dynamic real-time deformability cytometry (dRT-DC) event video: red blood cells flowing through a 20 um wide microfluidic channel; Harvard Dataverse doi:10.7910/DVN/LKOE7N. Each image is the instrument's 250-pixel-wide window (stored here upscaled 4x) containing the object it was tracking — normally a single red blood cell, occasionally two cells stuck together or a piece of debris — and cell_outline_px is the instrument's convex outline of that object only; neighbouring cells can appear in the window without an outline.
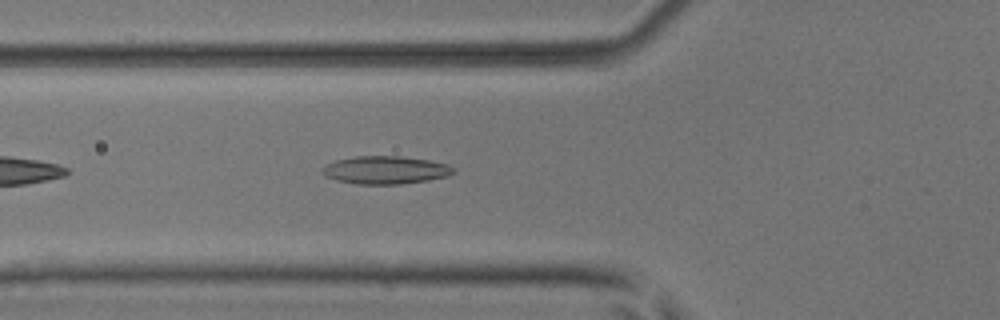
{"species": "common noctule bat (a hibernating species)", "species_latin": "Nyctalus noctula", "temperature_condition": "room temperature", "stored_images_in_passage": 32, "camera_frame_rate_fps": 3000, "um_per_image_px": 0.085, "animal": {"sex": "male", "body_mass_g": 17.9, "forearm_length_mm": 54.2}, "frame": {"image": 1, "passage_image": 7, "time_ms": 2.0, "image_size_px": [1000, 320], "cell_outline_px": [[456, 172], [448, 176], [428, 180], [400, 184], [356, 184], [336, 180], [324, 176], [320, 172], [320, 168], [336, 160], [356, 156], [400, 156], [428, 160], [448, 164], [456, 168]], "centroid_in_image_um": [32.76, 14.45], "position_along_channel_um": 93.0, "area_um2": 21.5}}
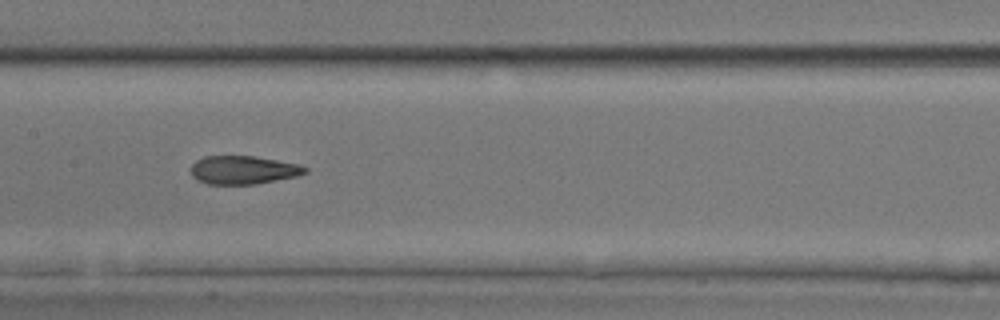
{"frame": {"image": 2, "passage_image": 14, "time_ms": 4.333, "image_size_px": [1000, 320], "cell_outline_px": [[308, 172], [296, 176], [256, 184], [208, 184], [196, 180], [192, 176], [192, 164], [196, 160], [204, 156], [252, 156], [300, 164], [308, 168]], "centroid_in_image_um": [20.67, 14.45], "position_along_channel_um": 186.7, "area_um2": 18.84}}
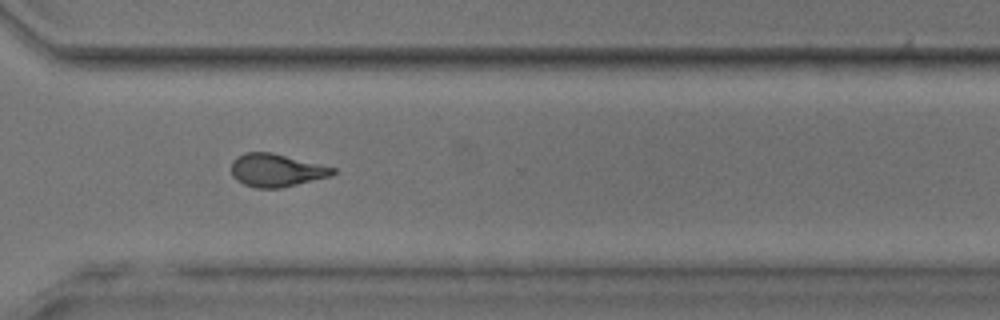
{"frame": {"image": 3, "passage_image": 26, "time_ms": 8.333, "image_size_px": [1000, 320], "cell_outline_px": [[336, 172], [332, 176], [280, 188], [256, 188], [244, 184], [236, 180], [232, 176], [232, 160], [236, 156], [244, 152], [272, 152], [336, 168]], "centroid_in_image_um": [23.48, 14.47], "position_along_channel_um": 347.1, "area_um2": 19.59}}